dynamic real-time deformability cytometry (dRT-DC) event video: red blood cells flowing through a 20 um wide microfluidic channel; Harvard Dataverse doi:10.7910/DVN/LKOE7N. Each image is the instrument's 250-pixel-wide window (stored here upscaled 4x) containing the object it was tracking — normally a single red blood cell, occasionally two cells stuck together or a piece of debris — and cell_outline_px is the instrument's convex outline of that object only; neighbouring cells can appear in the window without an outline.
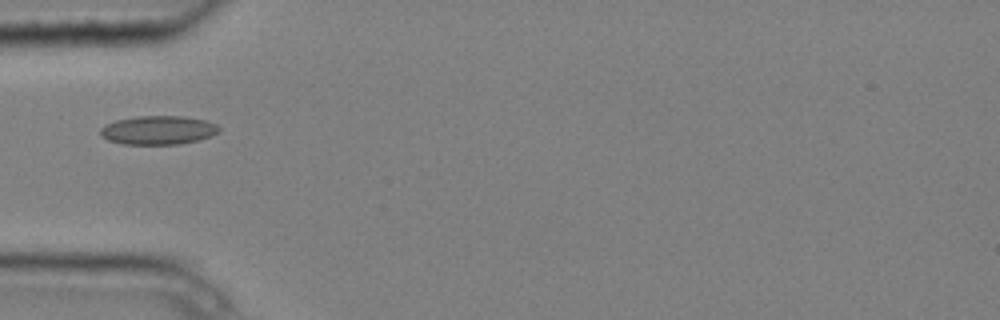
{"species": "common noctule bat (a hibernating species)", "species_latin": "Nyctalus noctula", "temperature_condition": "cold", "stored_images_in_passage": 5, "camera_frame_rate_fps": 3000, "um_per_image_px": 0.085, "animal": {"sex": "male", "body_mass_g": 20.4}, "frame": {"image": 1, "passage_image": 5, "time_ms": 1.333, "image_size_px": [1000, 320], "cell_outline_px": [[220, 132], [212, 136], [180, 144], [124, 144], [108, 140], [100, 136], [100, 128], [104, 124], [116, 120], [136, 116], [184, 116], [204, 120], [216, 124], [220, 128]], "centroid_in_image_um": [13.43, 11.06], "position_along_channel_um": 71.6, "area_um2": 20.0}}